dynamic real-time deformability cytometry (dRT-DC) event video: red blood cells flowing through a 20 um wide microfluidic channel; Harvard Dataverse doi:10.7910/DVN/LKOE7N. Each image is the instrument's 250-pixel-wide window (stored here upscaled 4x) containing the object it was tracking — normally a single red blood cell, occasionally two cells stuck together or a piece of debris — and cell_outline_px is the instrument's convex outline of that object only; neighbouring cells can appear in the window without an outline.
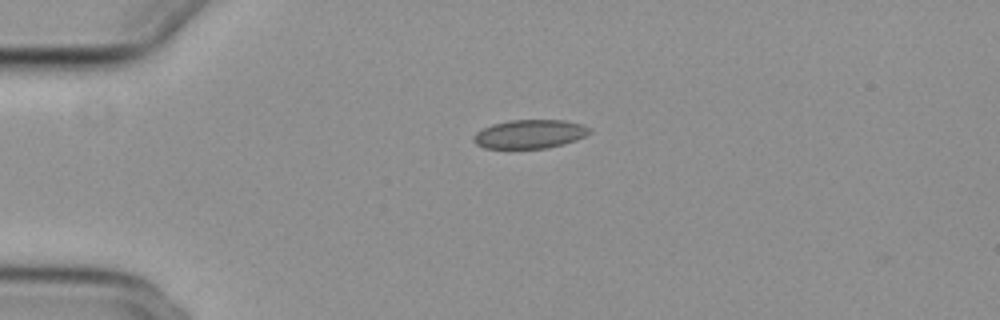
{"species": "common noctule bat (a hibernating species)", "species_latin": "Nyctalus noctula", "temperature_condition": "cold", "stored_images_in_passage": 35, "camera_frame_rate_fps": 3000, "um_per_image_px": 0.085, "animal": {"sex": "female", "body_mass_g": 29.2, "forearm_length_mm": 56.3}, "frame": {"image": 1, "passage_image": 1, "time_ms": 0.0, "image_size_px": [1000, 320], "cell_outline_px": [[592, 132], [576, 140], [564, 144], [548, 148], [484, 148], [476, 144], [472, 140], [472, 136], [476, 132], [492, 124], [508, 120], [564, 120], [580, 124], [592, 128]], "centroid_in_image_um": [45.03, 11.39], "position_along_channel_um": 40.0, "area_um2": 19.54}}
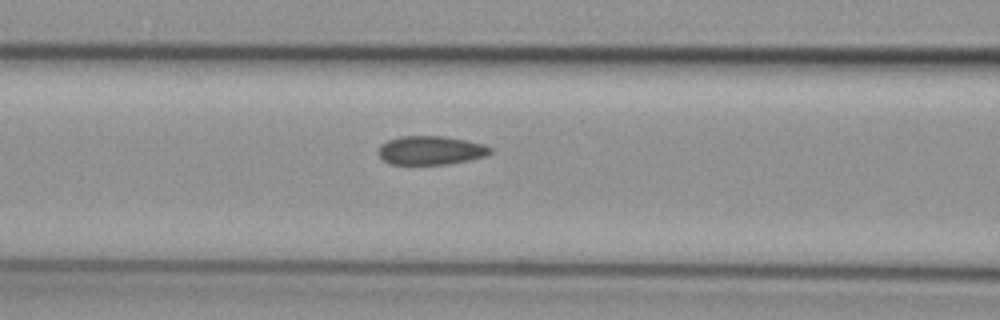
{"frame": {"image": 2, "passage_image": 11, "time_ms": 3.333, "image_size_px": [1000, 320], "cell_outline_px": [[492, 152], [484, 156], [468, 160], [448, 164], [392, 164], [384, 160], [376, 152], [380, 144], [388, 140], [400, 136], [444, 136], [484, 144], [492, 148]], "centroid_in_image_um": [36.58, 12.77], "position_along_channel_um": 130.0, "area_um2": 18.73}}
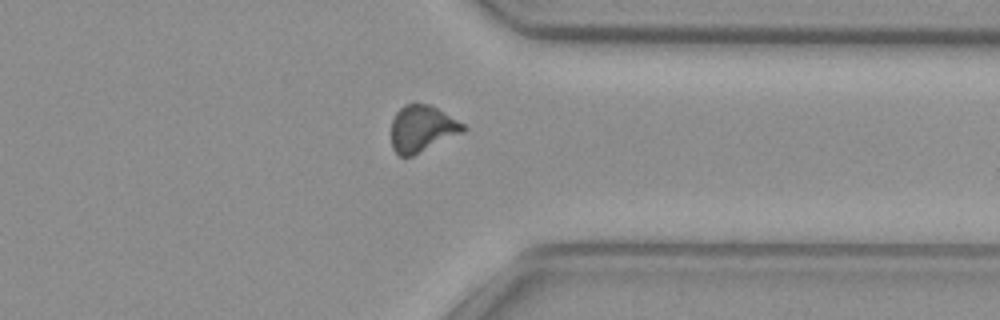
{"frame": {"image": 3, "passage_image": 31, "time_ms": 10.0, "image_size_px": [1000, 320], "cell_outline_px": [[468, 128], [464, 132], [412, 156], [400, 156], [392, 148], [392, 120], [396, 112], [404, 104], [432, 104], [464, 124]], "centroid_in_image_um": [35.89, 10.92], "position_along_channel_um": 375.5, "area_um2": 19.54}, "authors_computed_cell_mechanics": {"area_um2": 19.2474, "velocity_mm_per_s": 3.7255, "shape_relaxation_time_tau1_ms": null, "shape_relaxation_time_tau2_ms": 2.5841, "deformation_change_tau1": null, "deformation_change_tau2": 0.0714}}